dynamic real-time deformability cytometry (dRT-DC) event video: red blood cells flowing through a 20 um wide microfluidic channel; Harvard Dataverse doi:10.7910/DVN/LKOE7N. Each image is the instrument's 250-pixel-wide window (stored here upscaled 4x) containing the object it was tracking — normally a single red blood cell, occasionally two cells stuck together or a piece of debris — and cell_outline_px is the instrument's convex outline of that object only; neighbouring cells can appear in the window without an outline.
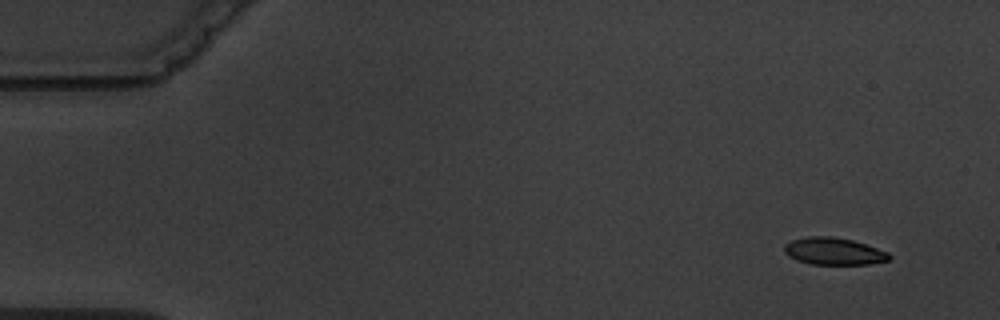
{"species": "common noctule bat (a hibernating species)", "species_latin": "Nyctalus noctula", "temperature_condition": "warm", "stored_images_in_passage": 5, "camera_frame_rate_fps": 3000, "um_per_image_px": 0.085, "animal": {"sex": "male", "body_mass_g": 19.5, "forearm_length_mm": 54.6}, "frame": {"image": 1, "passage_image": 2, "time_ms": 1.0, "image_size_px": [1000, 320], "cell_outline_px": [[892, 256], [888, 260], [868, 264], [812, 264], [796, 260], [788, 256], [784, 252], [784, 244], [792, 240], [808, 236], [832, 236], [852, 240], [888, 252]], "centroid_in_image_um": [70.83, 21.35], "position_along_channel_um": 14.2, "area_um2": 16.53}}
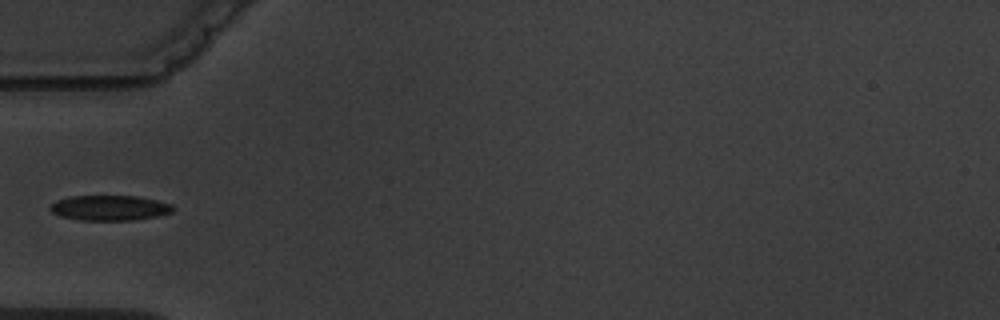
{"frame": {"image": 2, "passage_image": 5, "time_ms": 6.0, "image_size_px": [1000, 320], "cell_outline_px": [[176, 208], [172, 212], [156, 216], [136, 220], [80, 220], [60, 216], [52, 212], [52, 204], [56, 200], [68, 196], [136, 196], [156, 200], [172, 204]], "centroid_in_image_um": [9.35, 17.67], "position_along_channel_um": 75.7, "area_um2": 17.98}}